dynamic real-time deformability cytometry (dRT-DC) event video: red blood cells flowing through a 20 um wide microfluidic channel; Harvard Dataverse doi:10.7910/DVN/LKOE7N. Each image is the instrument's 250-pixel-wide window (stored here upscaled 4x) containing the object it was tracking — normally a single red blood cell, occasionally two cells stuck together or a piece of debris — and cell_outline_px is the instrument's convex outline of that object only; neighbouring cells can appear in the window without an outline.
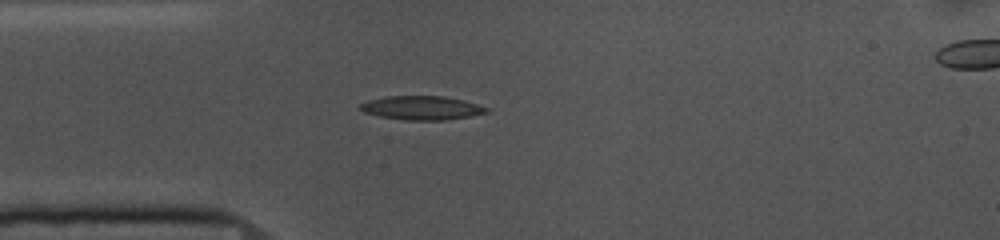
{"species": "common noctule bat (a hibernating species)", "species_latin": "Nyctalus noctula", "temperature_condition": "cold", "stored_images_in_passage": 38, "camera_frame_rate_fps": 3000, "um_per_image_px": 0.085, "animal": {"sex": "female", "body_mass_g": 10.0, "forearm_length_mm": 53.1}, "frame": {"image": 1, "passage_image": 1, "time_ms": 0.0, "image_size_px": [1000, 240], "cell_outline_px": [[488, 112], [472, 116], [444, 120], [404, 120], [380, 116], [364, 112], [356, 108], [360, 104], [368, 100], [384, 96], [444, 96], [464, 100], [488, 108]], "centroid_in_image_um": [35.81, 9.17], "position_along_channel_um": 49.2, "area_um2": 17.63}}
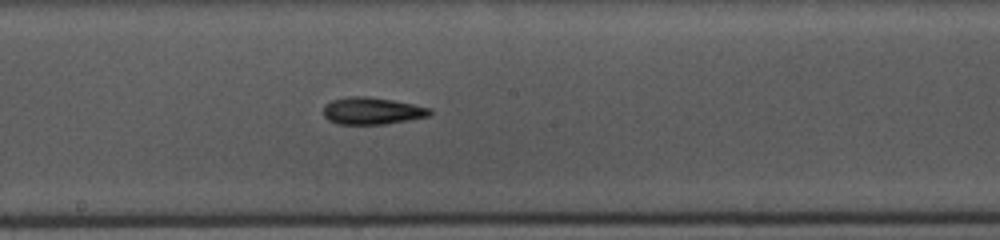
{"frame": {"image": 2, "passage_image": 15, "time_ms": 4.667, "image_size_px": [1000, 240], "cell_outline_px": [[432, 112], [428, 116], [384, 124], [336, 124], [328, 120], [324, 116], [324, 104], [332, 100], [348, 96], [364, 96], [392, 100], [432, 108]], "centroid_in_image_um": [31.59, 9.42], "position_along_channel_um": 216.6, "area_um2": 16.7}}
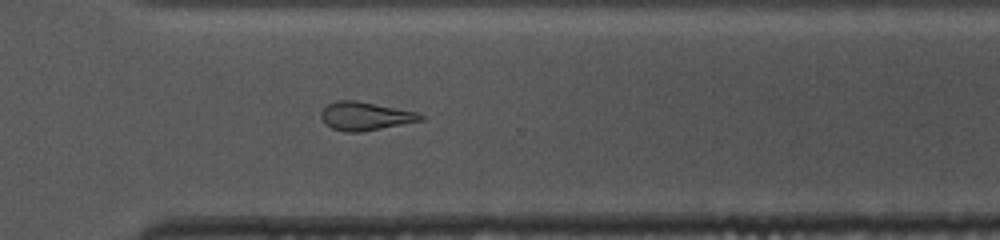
{"frame": {"image": 3, "passage_image": 25, "time_ms": 8.0, "image_size_px": [1000, 240], "cell_outline_px": [[424, 120], [360, 132], [348, 132], [332, 128], [320, 116], [320, 112], [328, 104], [336, 100], [356, 100], [416, 112], [424, 116]], "centroid_in_image_um": [31.04, 9.86], "position_along_channel_um": 339.6, "area_um2": 16.18}, "authors_computed_cell_mechanics": {"area_um2": 16.7042, "velocity_mm_per_s": 3.7088, "shape_relaxation_time_tau1_ms": 10.7939, "shape_relaxation_time_tau2_ms": 6.2169, "deformation_change_tau1": 0.2228, "deformation_change_tau2": 0.1668}}